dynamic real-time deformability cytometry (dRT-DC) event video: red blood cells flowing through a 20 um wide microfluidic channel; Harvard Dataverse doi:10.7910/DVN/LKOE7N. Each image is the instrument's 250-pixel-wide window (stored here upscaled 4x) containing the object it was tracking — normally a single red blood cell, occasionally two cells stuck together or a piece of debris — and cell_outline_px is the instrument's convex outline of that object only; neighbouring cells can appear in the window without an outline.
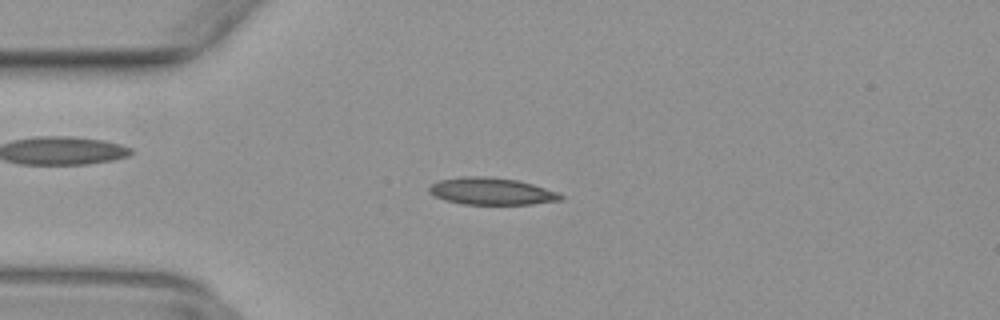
{"species": "common noctule bat (a hibernating species)", "species_latin": "Nyctalus noctula", "temperature_condition": "warm", "stored_images_in_passage": 50, "camera_frame_rate_fps": 3000, "um_per_image_px": 0.085, "animal": {"sex": "female", "body_mass_g": 29.2, "forearm_length_mm": 56.3}, "frame": {"image": 1, "passage_image": 13, "time_ms": 4.0, "image_size_px": [1000, 320], "cell_outline_px": [[564, 200], [532, 204], [464, 204], [444, 200], [428, 192], [428, 188], [432, 184], [440, 180], [460, 176], [484, 176], [516, 180], [532, 184], [560, 192], [564, 196]], "centroid_in_image_um": [41.81, 16.26], "position_along_channel_um": 43.2, "area_um2": 20.81}}
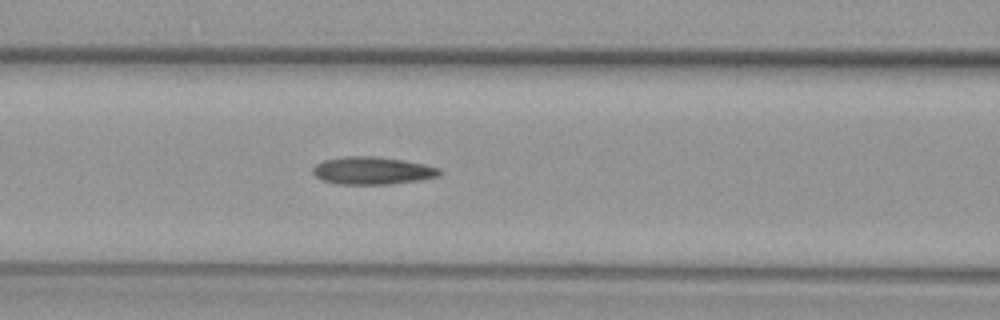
{"frame": {"image": 2, "passage_image": 21, "time_ms": 6.667, "image_size_px": [1000, 320], "cell_outline_px": [[444, 172], [440, 176], [420, 180], [388, 184], [336, 184], [320, 180], [312, 172], [312, 168], [316, 164], [324, 160], [348, 156], [372, 156], [404, 160], [424, 164], [440, 168]], "centroid_in_image_um": [31.67, 14.51], "position_along_channel_um": 134.9, "area_um2": 20.52}}
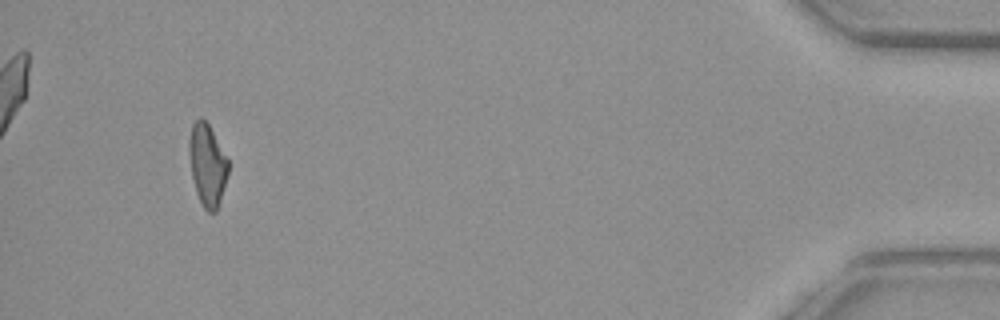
{"frame": {"image": 3, "passage_image": 47, "time_ms": 15.333, "image_size_px": [1000, 320], "cell_outline_px": [[228, 172], [220, 200], [216, 212], [208, 212], [204, 208], [196, 192], [192, 176], [188, 152], [188, 140], [192, 124], [200, 116], [208, 124], [228, 160]], "centroid_in_image_um": [17.6, 14.0], "position_along_channel_um": 417.6, "area_um2": 18.44}}